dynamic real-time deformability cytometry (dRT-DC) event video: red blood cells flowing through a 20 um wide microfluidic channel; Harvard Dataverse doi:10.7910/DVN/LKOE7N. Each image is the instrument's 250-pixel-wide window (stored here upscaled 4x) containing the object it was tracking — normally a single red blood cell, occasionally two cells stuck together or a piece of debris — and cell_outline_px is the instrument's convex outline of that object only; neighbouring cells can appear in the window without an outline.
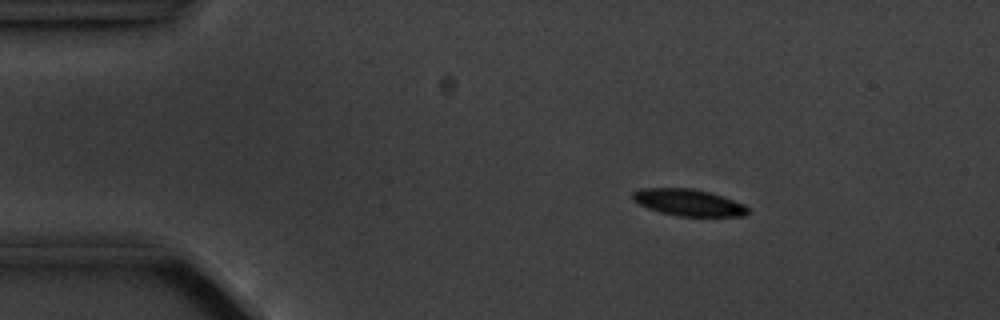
{"species": "common noctule bat (a hibernating species)", "species_latin": "Nyctalus noctula", "temperature_condition": "cold", "stored_images_in_passage": 5, "camera_frame_rate_fps": 3000, "um_per_image_px": 0.085, "animal": {"sex": "male", "body_mass_g": 20.1, "forearm_length_mm": 53.5}, "frame": {"image": 1, "passage_image": 2, "time_ms": 2.0, "image_size_px": [1000, 320], "cell_outline_px": [[748, 212], [744, 216], [676, 216], [660, 212], [648, 208], [632, 200], [632, 192], [640, 188], [692, 188], [708, 192], [744, 204], [748, 208]], "centroid_in_image_um": [58.48, 17.21], "position_along_channel_um": 26.5, "area_um2": 17.8}}